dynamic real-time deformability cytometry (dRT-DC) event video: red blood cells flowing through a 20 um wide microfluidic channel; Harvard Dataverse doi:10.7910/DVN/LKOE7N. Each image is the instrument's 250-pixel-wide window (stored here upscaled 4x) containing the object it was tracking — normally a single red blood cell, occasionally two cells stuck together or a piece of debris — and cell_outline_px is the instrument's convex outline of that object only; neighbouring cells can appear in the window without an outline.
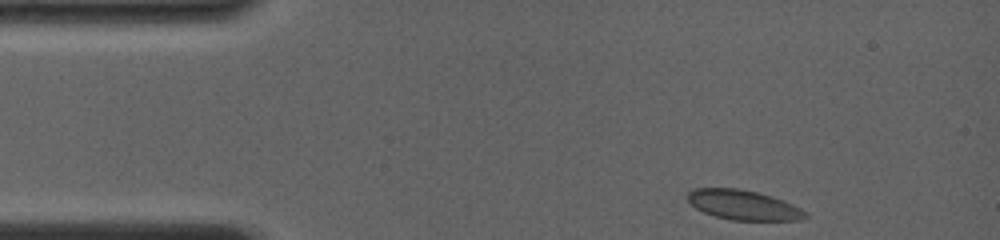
{"species": "common noctule bat (a hibernating species)", "species_latin": "Nyctalus noctula", "temperature_condition": "room temperature", "stored_images_in_passage": 30, "camera_frame_rate_fps": 4000, "um_per_image_px": 0.085, "animal": {"sex": "female", "body_mass_g": 19.0, "forearm_length_mm": 56.7}, "frame": {"image": 1, "passage_image": 1, "time_ms": 0.0, "image_size_px": [1000, 240], "cell_outline_px": [[808, 216], [800, 220], [732, 220], [716, 216], [704, 212], [696, 208], [688, 200], [688, 192], [692, 188], [736, 188], [756, 192], [772, 196], [784, 200], [808, 212]], "centroid_in_image_um": [63.21, 17.42], "position_along_channel_um": 21.8, "area_um2": 20.35}}
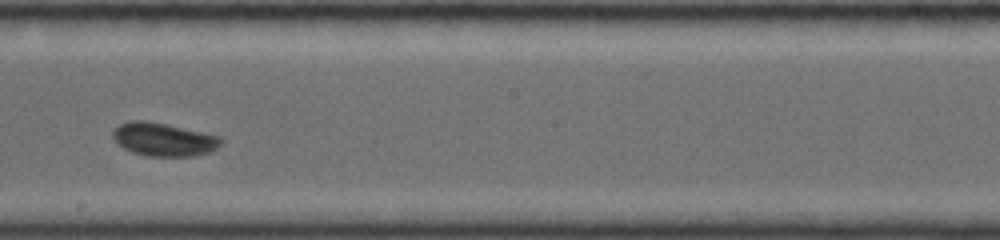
{"frame": {"image": 2, "passage_image": 18, "time_ms": 7.0, "image_size_px": [1000, 240], "cell_outline_px": [[224, 140], [216, 148], [208, 152], [192, 156], [148, 156], [132, 152], [124, 148], [112, 136], [112, 132], [120, 124], [132, 120], [144, 120], [164, 124], [220, 136]], "centroid_in_image_um": [13.91, 11.85], "position_along_channel_um": 234.3, "area_um2": 20.58}}
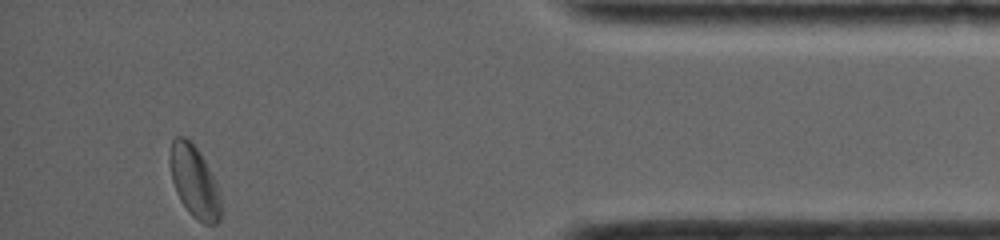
{"frame": {"image": 3, "passage_image": 30, "time_ms": 12.5, "image_size_px": [1000, 240], "cell_outline_px": [[220, 220], [216, 224], [204, 224], [196, 220], [188, 212], [180, 200], [176, 192], [172, 180], [168, 160], [172, 140], [176, 136], [184, 136], [200, 152], [216, 184], [220, 196]], "centroid_in_image_um": [16.49, 15.45], "position_along_channel_um": 418.7, "area_um2": 21.27}, "authors_computed_cell_mechanics": {"area_um2": 20.5479, "velocity_mm_per_s": 3.9728, "shape_relaxation_time_tau1_ms": 4.1434, "shape_relaxation_time_tau2_ms": null, "deformation_change_tau1": 0.0734, "deformation_change_tau2": null}}